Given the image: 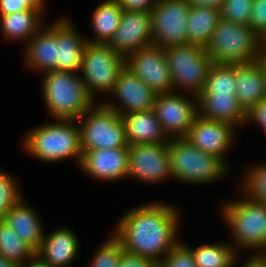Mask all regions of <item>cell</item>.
<instances>
[{
  "mask_svg": "<svg viewBox=\"0 0 266 267\" xmlns=\"http://www.w3.org/2000/svg\"><path fill=\"white\" fill-rule=\"evenodd\" d=\"M67 19L57 21L56 70L77 72L81 69L87 39L80 37Z\"/></svg>",
  "mask_w": 266,
  "mask_h": 267,
  "instance_id": "cell-20",
  "label": "cell"
},
{
  "mask_svg": "<svg viewBox=\"0 0 266 267\" xmlns=\"http://www.w3.org/2000/svg\"><path fill=\"white\" fill-rule=\"evenodd\" d=\"M249 119L258 123L266 132V97L246 113V121Z\"/></svg>",
  "mask_w": 266,
  "mask_h": 267,
  "instance_id": "cell-40",
  "label": "cell"
},
{
  "mask_svg": "<svg viewBox=\"0 0 266 267\" xmlns=\"http://www.w3.org/2000/svg\"><path fill=\"white\" fill-rule=\"evenodd\" d=\"M41 10L28 9L17 13L0 16V27L9 39L30 40L38 31ZM29 38V39H28Z\"/></svg>",
  "mask_w": 266,
  "mask_h": 267,
  "instance_id": "cell-27",
  "label": "cell"
},
{
  "mask_svg": "<svg viewBox=\"0 0 266 267\" xmlns=\"http://www.w3.org/2000/svg\"><path fill=\"white\" fill-rule=\"evenodd\" d=\"M204 49L213 63H251L260 59L263 41L249 26L221 18Z\"/></svg>",
  "mask_w": 266,
  "mask_h": 267,
  "instance_id": "cell-2",
  "label": "cell"
},
{
  "mask_svg": "<svg viewBox=\"0 0 266 267\" xmlns=\"http://www.w3.org/2000/svg\"><path fill=\"white\" fill-rule=\"evenodd\" d=\"M236 91L239 105L247 113L266 97V76L261 60L235 64Z\"/></svg>",
  "mask_w": 266,
  "mask_h": 267,
  "instance_id": "cell-18",
  "label": "cell"
},
{
  "mask_svg": "<svg viewBox=\"0 0 266 267\" xmlns=\"http://www.w3.org/2000/svg\"><path fill=\"white\" fill-rule=\"evenodd\" d=\"M21 197L13 178L0 170V220L22 199Z\"/></svg>",
  "mask_w": 266,
  "mask_h": 267,
  "instance_id": "cell-34",
  "label": "cell"
},
{
  "mask_svg": "<svg viewBox=\"0 0 266 267\" xmlns=\"http://www.w3.org/2000/svg\"><path fill=\"white\" fill-rule=\"evenodd\" d=\"M190 5L221 8L224 0H186Z\"/></svg>",
  "mask_w": 266,
  "mask_h": 267,
  "instance_id": "cell-41",
  "label": "cell"
},
{
  "mask_svg": "<svg viewBox=\"0 0 266 267\" xmlns=\"http://www.w3.org/2000/svg\"><path fill=\"white\" fill-rule=\"evenodd\" d=\"M118 267H158V263L124 251L119 259Z\"/></svg>",
  "mask_w": 266,
  "mask_h": 267,
  "instance_id": "cell-38",
  "label": "cell"
},
{
  "mask_svg": "<svg viewBox=\"0 0 266 267\" xmlns=\"http://www.w3.org/2000/svg\"><path fill=\"white\" fill-rule=\"evenodd\" d=\"M178 223L179 214L173 206L145 204L123 216L114 236L122 243L125 252L159 264L179 243L175 239Z\"/></svg>",
  "mask_w": 266,
  "mask_h": 267,
  "instance_id": "cell-1",
  "label": "cell"
},
{
  "mask_svg": "<svg viewBox=\"0 0 266 267\" xmlns=\"http://www.w3.org/2000/svg\"><path fill=\"white\" fill-rule=\"evenodd\" d=\"M253 0H224L221 18L230 22L249 26Z\"/></svg>",
  "mask_w": 266,
  "mask_h": 267,
  "instance_id": "cell-31",
  "label": "cell"
},
{
  "mask_svg": "<svg viewBox=\"0 0 266 267\" xmlns=\"http://www.w3.org/2000/svg\"><path fill=\"white\" fill-rule=\"evenodd\" d=\"M262 256H263V258L266 260V249H265V251H263V253H260Z\"/></svg>",
  "mask_w": 266,
  "mask_h": 267,
  "instance_id": "cell-47",
  "label": "cell"
},
{
  "mask_svg": "<svg viewBox=\"0 0 266 267\" xmlns=\"http://www.w3.org/2000/svg\"><path fill=\"white\" fill-rule=\"evenodd\" d=\"M249 171L243 185L248 198L266 204V165L253 167Z\"/></svg>",
  "mask_w": 266,
  "mask_h": 267,
  "instance_id": "cell-32",
  "label": "cell"
},
{
  "mask_svg": "<svg viewBox=\"0 0 266 267\" xmlns=\"http://www.w3.org/2000/svg\"><path fill=\"white\" fill-rule=\"evenodd\" d=\"M172 177L187 183H209L224 176L226 163L193 146L186 138H170L168 142Z\"/></svg>",
  "mask_w": 266,
  "mask_h": 267,
  "instance_id": "cell-5",
  "label": "cell"
},
{
  "mask_svg": "<svg viewBox=\"0 0 266 267\" xmlns=\"http://www.w3.org/2000/svg\"><path fill=\"white\" fill-rule=\"evenodd\" d=\"M164 49L173 88L181 87L196 98L205 88L213 64L210 55L203 47L193 44L174 45Z\"/></svg>",
  "mask_w": 266,
  "mask_h": 267,
  "instance_id": "cell-6",
  "label": "cell"
},
{
  "mask_svg": "<svg viewBox=\"0 0 266 267\" xmlns=\"http://www.w3.org/2000/svg\"><path fill=\"white\" fill-rule=\"evenodd\" d=\"M2 220L16 232L22 241L35 251L39 249L45 235L42 225L33 209L24 204L22 200L14 205Z\"/></svg>",
  "mask_w": 266,
  "mask_h": 267,
  "instance_id": "cell-24",
  "label": "cell"
},
{
  "mask_svg": "<svg viewBox=\"0 0 266 267\" xmlns=\"http://www.w3.org/2000/svg\"><path fill=\"white\" fill-rule=\"evenodd\" d=\"M149 12L124 11L108 45L125 58L136 51L152 46Z\"/></svg>",
  "mask_w": 266,
  "mask_h": 267,
  "instance_id": "cell-14",
  "label": "cell"
},
{
  "mask_svg": "<svg viewBox=\"0 0 266 267\" xmlns=\"http://www.w3.org/2000/svg\"><path fill=\"white\" fill-rule=\"evenodd\" d=\"M190 7L186 0H158L150 11L153 46L187 44Z\"/></svg>",
  "mask_w": 266,
  "mask_h": 267,
  "instance_id": "cell-10",
  "label": "cell"
},
{
  "mask_svg": "<svg viewBox=\"0 0 266 267\" xmlns=\"http://www.w3.org/2000/svg\"><path fill=\"white\" fill-rule=\"evenodd\" d=\"M0 255L16 266L30 260L36 255V251L22 241L16 232L3 220H0Z\"/></svg>",
  "mask_w": 266,
  "mask_h": 267,
  "instance_id": "cell-29",
  "label": "cell"
},
{
  "mask_svg": "<svg viewBox=\"0 0 266 267\" xmlns=\"http://www.w3.org/2000/svg\"><path fill=\"white\" fill-rule=\"evenodd\" d=\"M123 9L115 0H106L98 5L92 17L97 38L87 39L90 43L108 44L119 26Z\"/></svg>",
  "mask_w": 266,
  "mask_h": 267,
  "instance_id": "cell-26",
  "label": "cell"
},
{
  "mask_svg": "<svg viewBox=\"0 0 266 267\" xmlns=\"http://www.w3.org/2000/svg\"><path fill=\"white\" fill-rule=\"evenodd\" d=\"M111 92L121 101L122 105L117 106L106 101L103 104L120 116L153 109L157 96L146 83L127 67L120 72Z\"/></svg>",
  "mask_w": 266,
  "mask_h": 267,
  "instance_id": "cell-15",
  "label": "cell"
},
{
  "mask_svg": "<svg viewBox=\"0 0 266 267\" xmlns=\"http://www.w3.org/2000/svg\"><path fill=\"white\" fill-rule=\"evenodd\" d=\"M125 67L138 76L156 94L173 92V82L165 57V49L149 46L128 55Z\"/></svg>",
  "mask_w": 266,
  "mask_h": 267,
  "instance_id": "cell-11",
  "label": "cell"
},
{
  "mask_svg": "<svg viewBox=\"0 0 266 267\" xmlns=\"http://www.w3.org/2000/svg\"><path fill=\"white\" fill-rule=\"evenodd\" d=\"M78 251V240L74 232L60 228L44 235L36 255L49 267H64L71 263Z\"/></svg>",
  "mask_w": 266,
  "mask_h": 267,
  "instance_id": "cell-22",
  "label": "cell"
},
{
  "mask_svg": "<svg viewBox=\"0 0 266 267\" xmlns=\"http://www.w3.org/2000/svg\"><path fill=\"white\" fill-rule=\"evenodd\" d=\"M129 176L152 183L172 176L168 143L129 146Z\"/></svg>",
  "mask_w": 266,
  "mask_h": 267,
  "instance_id": "cell-12",
  "label": "cell"
},
{
  "mask_svg": "<svg viewBox=\"0 0 266 267\" xmlns=\"http://www.w3.org/2000/svg\"><path fill=\"white\" fill-rule=\"evenodd\" d=\"M197 267H232L236 258V249L224 243L204 244L191 250Z\"/></svg>",
  "mask_w": 266,
  "mask_h": 267,
  "instance_id": "cell-28",
  "label": "cell"
},
{
  "mask_svg": "<svg viewBox=\"0 0 266 267\" xmlns=\"http://www.w3.org/2000/svg\"><path fill=\"white\" fill-rule=\"evenodd\" d=\"M260 60H261V64L263 65L265 76H266V51L265 50H263Z\"/></svg>",
  "mask_w": 266,
  "mask_h": 267,
  "instance_id": "cell-45",
  "label": "cell"
},
{
  "mask_svg": "<svg viewBox=\"0 0 266 267\" xmlns=\"http://www.w3.org/2000/svg\"><path fill=\"white\" fill-rule=\"evenodd\" d=\"M235 64L213 63L201 93L235 94Z\"/></svg>",
  "mask_w": 266,
  "mask_h": 267,
  "instance_id": "cell-30",
  "label": "cell"
},
{
  "mask_svg": "<svg viewBox=\"0 0 266 267\" xmlns=\"http://www.w3.org/2000/svg\"><path fill=\"white\" fill-rule=\"evenodd\" d=\"M78 121L82 122L79 126L82 151L129 147L121 116L103 102L90 107Z\"/></svg>",
  "mask_w": 266,
  "mask_h": 267,
  "instance_id": "cell-8",
  "label": "cell"
},
{
  "mask_svg": "<svg viewBox=\"0 0 266 267\" xmlns=\"http://www.w3.org/2000/svg\"><path fill=\"white\" fill-rule=\"evenodd\" d=\"M75 121L58 119V123L37 126L26 136L25 149L43 161L53 162L73 157L80 165L83 151L80 130L74 126Z\"/></svg>",
  "mask_w": 266,
  "mask_h": 267,
  "instance_id": "cell-4",
  "label": "cell"
},
{
  "mask_svg": "<svg viewBox=\"0 0 266 267\" xmlns=\"http://www.w3.org/2000/svg\"><path fill=\"white\" fill-rule=\"evenodd\" d=\"M263 50L266 51V38L263 40Z\"/></svg>",
  "mask_w": 266,
  "mask_h": 267,
  "instance_id": "cell-46",
  "label": "cell"
},
{
  "mask_svg": "<svg viewBox=\"0 0 266 267\" xmlns=\"http://www.w3.org/2000/svg\"><path fill=\"white\" fill-rule=\"evenodd\" d=\"M125 68V57L108 44L88 42L83 53L80 71L88 93L111 92L120 72Z\"/></svg>",
  "mask_w": 266,
  "mask_h": 267,
  "instance_id": "cell-9",
  "label": "cell"
},
{
  "mask_svg": "<svg viewBox=\"0 0 266 267\" xmlns=\"http://www.w3.org/2000/svg\"><path fill=\"white\" fill-rule=\"evenodd\" d=\"M243 267H266V260L261 254H254Z\"/></svg>",
  "mask_w": 266,
  "mask_h": 267,
  "instance_id": "cell-42",
  "label": "cell"
},
{
  "mask_svg": "<svg viewBox=\"0 0 266 267\" xmlns=\"http://www.w3.org/2000/svg\"><path fill=\"white\" fill-rule=\"evenodd\" d=\"M249 27L262 41L266 38V0H253Z\"/></svg>",
  "mask_w": 266,
  "mask_h": 267,
  "instance_id": "cell-36",
  "label": "cell"
},
{
  "mask_svg": "<svg viewBox=\"0 0 266 267\" xmlns=\"http://www.w3.org/2000/svg\"><path fill=\"white\" fill-rule=\"evenodd\" d=\"M26 263L27 262H25L22 265H19L17 267H49L37 255H35L33 258H31L30 262L28 264H26Z\"/></svg>",
  "mask_w": 266,
  "mask_h": 267,
  "instance_id": "cell-43",
  "label": "cell"
},
{
  "mask_svg": "<svg viewBox=\"0 0 266 267\" xmlns=\"http://www.w3.org/2000/svg\"><path fill=\"white\" fill-rule=\"evenodd\" d=\"M158 267H197V265L186 245L178 243L160 261Z\"/></svg>",
  "mask_w": 266,
  "mask_h": 267,
  "instance_id": "cell-35",
  "label": "cell"
},
{
  "mask_svg": "<svg viewBox=\"0 0 266 267\" xmlns=\"http://www.w3.org/2000/svg\"><path fill=\"white\" fill-rule=\"evenodd\" d=\"M153 110L165 134L171 138L185 137L198 116L197 105L174 91L157 94Z\"/></svg>",
  "mask_w": 266,
  "mask_h": 267,
  "instance_id": "cell-13",
  "label": "cell"
},
{
  "mask_svg": "<svg viewBox=\"0 0 266 267\" xmlns=\"http://www.w3.org/2000/svg\"><path fill=\"white\" fill-rule=\"evenodd\" d=\"M233 128L232 124L197 116L184 138L193 146L225 163L223 154L232 145Z\"/></svg>",
  "mask_w": 266,
  "mask_h": 267,
  "instance_id": "cell-16",
  "label": "cell"
},
{
  "mask_svg": "<svg viewBox=\"0 0 266 267\" xmlns=\"http://www.w3.org/2000/svg\"><path fill=\"white\" fill-rule=\"evenodd\" d=\"M128 146L146 143H168L170 138L162 128L153 109L121 116Z\"/></svg>",
  "mask_w": 266,
  "mask_h": 267,
  "instance_id": "cell-21",
  "label": "cell"
},
{
  "mask_svg": "<svg viewBox=\"0 0 266 267\" xmlns=\"http://www.w3.org/2000/svg\"><path fill=\"white\" fill-rule=\"evenodd\" d=\"M198 116L232 125L245 123L246 112L235 94L200 93L196 97Z\"/></svg>",
  "mask_w": 266,
  "mask_h": 267,
  "instance_id": "cell-19",
  "label": "cell"
},
{
  "mask_svg": "<svg viewBox=\"0 0 266 267\" xmlns=\"http://www.w3.org/2000/svg\"><path fill=\"white\" fill-rule=\"evenodd\" d=\"M234 242L243 249H266V204L252 198L227 203L222 208Z\"/></svg>",
  "mask_w": 266,
  "mask_h": 267,
  "instance_id": "cell-7",
  "label": "cell"
},
{
  "mask_svg": "<svg viewBox=\"0 0 266 267\" xmlns=\"http://www.w3.org/2000/svg\"><path fill=\"white\" fill-rule=\"evenodd\" d=\"M124 11L149 12L158 0H115Z\"/></svg>",
  "mask_w": 266,
  "mask_h": 267,
  "instance_id": "cell-39",
  "label": "cell"
},
{
  "mask_svg": "<svg viewBox=\"0 0 266 267\" xmlns=\"http://www.w3.org/2000/svg\"><path fill=\"white\" fill-rule=\"evenodd\" d=\"M220 19V9L191 5L187 22V44L205 48Z\"/></svg>",
  "mask_w": 266,
  "mask_h": 267,
  "instance_id": "cell-25",
  "label": "cell"
},
{
  "mask_svg": "<svg viewBox=\"0 0 266 267\" xmlns=\"http://www.w3.org/2000/svg\"><path fill=\"white\" fill-rule=\"evenodd\" d=\"M129 147L83 151L80 167L94 178L118 180L128 175Z\"/></svg>",
  "mask_w": 266,
  "mask_h": 267,
  "instance_id": "cell-17",
  "label": "cell"
},
{
  "mask_svg": "<svg viewBox=\"0 0 266 267\" xmlns=\"http://www.w3.org/2000/svg\"><path fill=\"white\" fill-rule=\"evenodd\" d=\"M101 246L90 267H118L119 259L124 252L122 243L113 235Z\"/></svg>",
  "mask_w": 266,
  "mask_h": 267,
  "instance_id": "cell-33",
  "label": "cell"
},
{
  "mask_svg": "<svg viewBox=\"0 0 266 267\" xmlns=\"http://www.w3.org/2000/svg\"><path fill=\"white\" fill-rule=\"evenodd\" d=\"M44 0H0V16L17 13L23 10H42Z\"/></svg>",
  "mask_w": 266,
  "mask_h": 267,
  "instance_id": "cell-37",
  "label": "cell"
},
{
  "mask_svg": "<svg viewBox=\"0 0 266 267\" xmlns=\"http://www.w3.org/2000/svg\"><path fill=\"white\" fill-rule=\"evenodd\" d=\"M0 267H17V266L0 255Z\"/></svg>",
  "mask_w": 266,
  "mask_h": 267,
  "instance_id": "cell-44",
  "label": "cell"
},
{
  "mask_svg": "<svg viewBox=\"0 0 266 267\" xmlns=\"http://www.w3.org/2000/svg\"><path fill=\"white\" fill-rule=\"evenodd\" d=\"M45 74L44 98L56 120H78L95 104L81 77L75 72L51 70Z\"/></svg>",
  "mask_w": 266,
  "mask_h": 267,
  "instance_id": "cell-3",
  "label": "cell"
},
{
  "mask_svg": "<svg viewBox=\"0 0 266 267\" xmlns=\"http://www.w3.org/2000/svg\"><path fill=\"white\" fill-rule=\"evenodd\" d=\"M27 45L26 63L32 68L45 72L56 70L57 22L39 30Z\"/></svg>",
  "mask_w": 266,
  "mask_h": 267,
  "instance_id": "cell-23",
  "label": "cell"
}]
</instances>
